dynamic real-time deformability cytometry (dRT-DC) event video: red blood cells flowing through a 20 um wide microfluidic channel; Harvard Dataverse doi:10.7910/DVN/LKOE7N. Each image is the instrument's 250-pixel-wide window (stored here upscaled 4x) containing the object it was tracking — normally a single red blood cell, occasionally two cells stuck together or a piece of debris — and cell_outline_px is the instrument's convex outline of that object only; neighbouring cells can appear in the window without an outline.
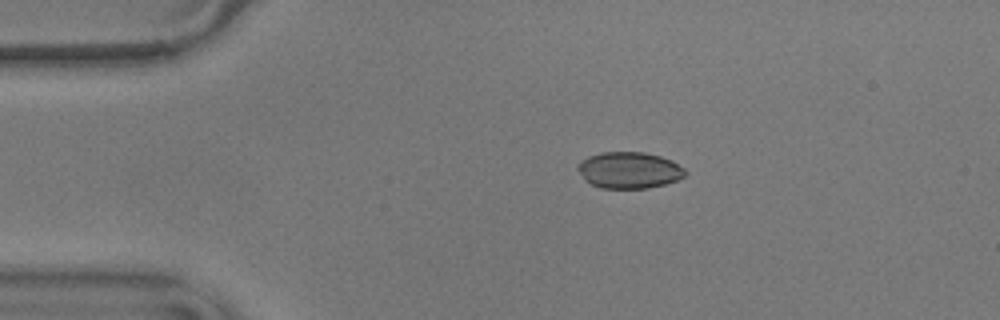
{"species": "common noctule bat (a hibernating species)", "species_latin": "Nyctalus noctula", "temperature_condition": "warm", "stored_images_in_passage": 46, "camera_frame_rate_fps": 3000, "um_per_image_px": 0.085, "animal": {"sex": "male", "body_mass_g": 17.9}, "frame": {"image": 1, "passage_image": 1, "time_ms": 0.0, "image_size_px": [1000, 320], "cell_outline_px": [[688, 172], [684, 176], [676, 180], [664, 184], [648, 188], [600, 188], [584, 180], [576, 168], [580, 160], [588, 156], [600, 152], [644, 152], [660, 156], [672, 160], [684, 168]], "centroid_in_image_um": [53.46, 14.46], "position_along_channel_um": 31.5, "area_um2": 22.95}}
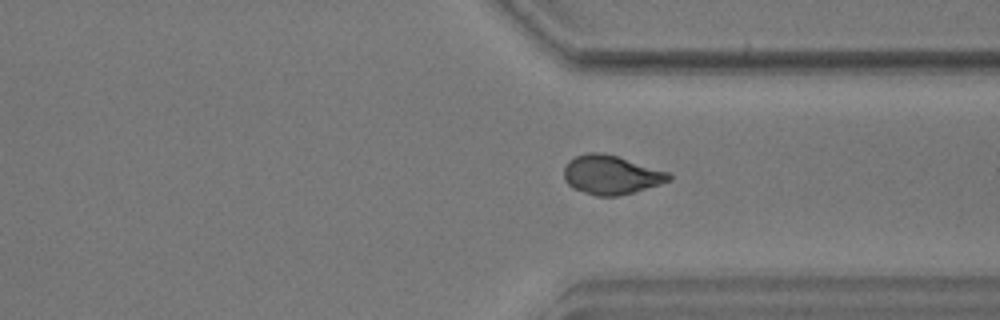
{"frame": {"image": 2, "passage_image": 32, "time_ms": 10.333, "image_size_px": [1000, 320], "cell_outline_px": [[672, 180], [660, 184], [632, 192], [616, 196], [596, 196], [572, 188], [564, 180], [564, 168], [568, 160], [576, 156], [588, 152], [604, 152], [668, 172], [672, 176]], "centroid_in_image_um": [51.91, 14.85], "position_along_channel_um": 359.5, "area_um2": 23.76}}
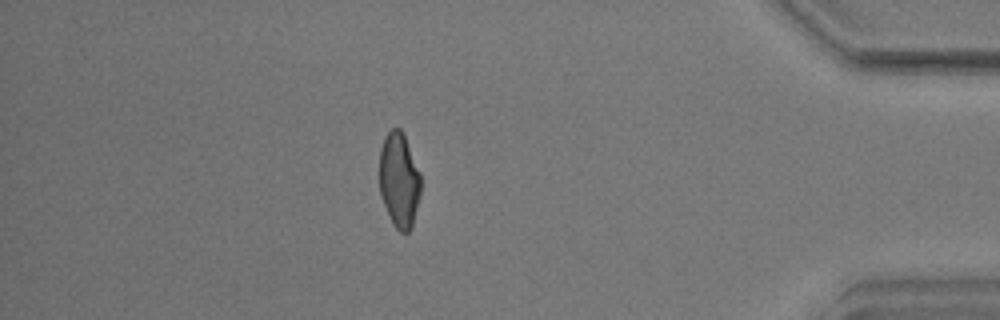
{"frame": {"image": 3, "passage_image": 39, "time_ms": 12.667, "image_size_px": [1000, 320], "cell_outline_px": [[420, 192], [412, 228], [408, 232], [400, 232], [392, 224], [380, 196], [380, 148], [384, 136], [392, 128], [400, 128], [404, 132], [420, 172]], "centroid_in_image_um": [33.92, 15.29], "position_along_channel_um": 401.3, "area_um2": 23.12}, "authors_computed_cell_mechanics": {"area_um2": 23.6113, "velocity_mm_per_s": 3.5879, "shape_relaxation_time_tau1_ms": null, "shape_relaxation_time_tau2_ms": 2.8957, "deformation_change_tau1": null, "deformation_change_tau2": 0.0532}}